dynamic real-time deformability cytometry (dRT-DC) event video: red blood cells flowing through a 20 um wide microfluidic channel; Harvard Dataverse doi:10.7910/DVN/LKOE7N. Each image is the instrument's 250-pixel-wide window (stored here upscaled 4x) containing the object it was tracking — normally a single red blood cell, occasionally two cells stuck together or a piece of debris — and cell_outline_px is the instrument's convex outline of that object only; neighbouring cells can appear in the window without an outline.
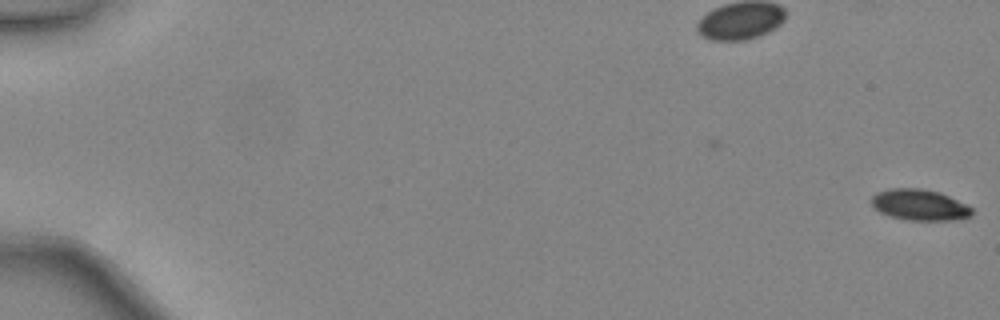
{"species": "common noctule bat (a hibernating species)", "species_latin": "Nyctalus noctula", "temperature_condition": "warm", "stored_images_in_passage": 5, "camera_frame_rate_fps": 3000, "um_per_image_px": 0.085, "animal": {"sex": "female", "body_mass_g": 24.6, "forearm_length_mm": 56.2}, "frame": {"image": 1, "passage_image": 5, "time_ms": 1.333, "image_size_px": [1000, 320], "cell_outline_px": [[972, 216], [956, 220], [908, 220], [892, 216], [880, 212], [872, 204], [872, 196], [876, 192], [888, 188], [920, 188], [940, 192], [972, 208]], "centroid_in_image_um": [78.16, 17.41], "position_along_channel_um": 6.8, "area_um2": 18.03}}